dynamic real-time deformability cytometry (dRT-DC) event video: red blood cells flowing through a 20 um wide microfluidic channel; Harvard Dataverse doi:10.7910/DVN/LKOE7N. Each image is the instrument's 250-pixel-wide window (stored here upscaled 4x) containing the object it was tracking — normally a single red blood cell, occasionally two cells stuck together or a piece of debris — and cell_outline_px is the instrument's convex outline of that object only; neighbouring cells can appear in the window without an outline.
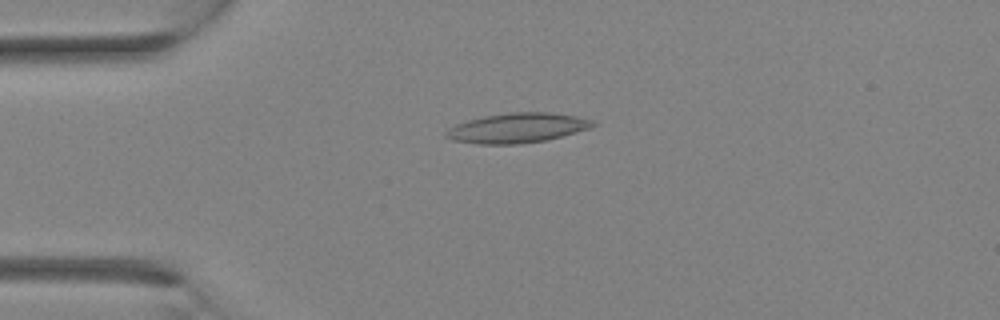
{"species": "Egyptian fruit bat (a non-hibernating species)", "species_latin": "Rousettus aegyptiacus", "temperature_condition": "room temperature", "stored_images_in_passage": 2, "camera_frame_rate_fps": 3000, "um_per_image_px": 0.085, "animal": {"sex": "female"}, "frame": {"image": 1, "passage_image": 2, "time_ms": 1.333, "image_size_px": [1000, 320], "cell_outline_px": [[596, 124], [588, 128], [576, 132], [548, 140], [516, 144], [476, 144], [452, 140], [444, 136], [444, 132], [448, 128], [456, 124], [468, 120], [484, 116], [508, 112], [552, 112], [576, 116], [592, 120]], "centroid_in_image_um": [43.93, 10.87], "position_along_channel_um": 41.1, "area_um2": 25.55}}